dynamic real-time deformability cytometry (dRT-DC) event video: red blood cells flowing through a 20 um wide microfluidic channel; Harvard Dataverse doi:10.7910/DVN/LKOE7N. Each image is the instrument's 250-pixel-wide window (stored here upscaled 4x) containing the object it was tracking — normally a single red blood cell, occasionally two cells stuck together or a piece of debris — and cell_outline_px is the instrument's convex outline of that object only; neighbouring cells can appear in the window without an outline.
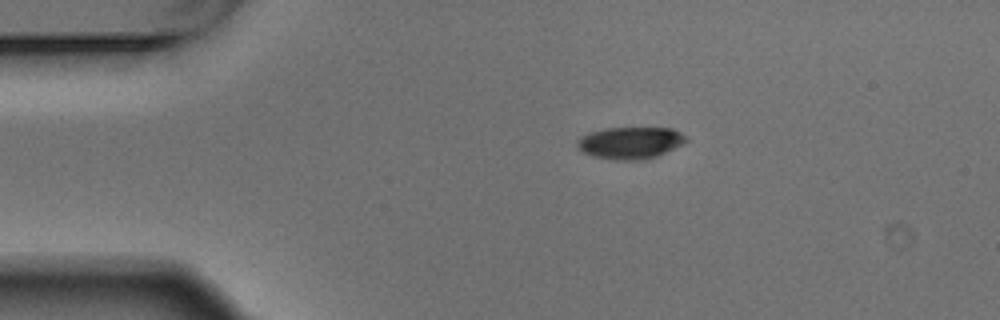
{"species": "Egyptian fruit bat (a non-hibernating species)", "species_latin": "Rousettus aegyptiacus", "temperature_condition": "warm", "stored_images_in_passage": 5, "camera_frame_rate_fps": 3000, "um_per_image_px": 0.085, "animal": {"sex": "male"}, "frame": {"image": 1, "passage_image": 4, "time_ms": 1.0, "image_size_px": [1000, 320], "cell_outline_px": [[688, 140], [656, 156], [644, 160], [616, 160], [592, 156], [584, 152], [576, 144], [580, 136], [604, 128], [672, 128], [680, 132]], "centroid_in_image_um": [53.54, 12.14], "position_along_channel_um": 31.5, "area_um2": 19.94}}